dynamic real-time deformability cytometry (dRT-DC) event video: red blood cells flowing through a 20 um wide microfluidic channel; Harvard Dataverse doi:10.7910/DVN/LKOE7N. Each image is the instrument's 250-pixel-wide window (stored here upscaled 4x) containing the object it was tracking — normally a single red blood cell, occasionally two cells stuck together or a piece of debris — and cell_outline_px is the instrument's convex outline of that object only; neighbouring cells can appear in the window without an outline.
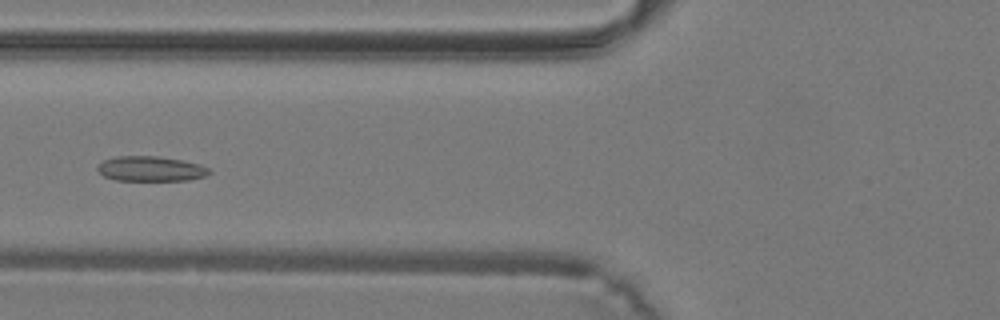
{"species": "common noctule bat (a hibernating species)", "species_latin": "Nyctalus noctula", "temperature_condition": "warm", "stored_images_in_passage": 40, "camera_frame_rate_fps": 3000, "um_per_image_px": 0.085, "animal": {"sex": "male", "body_mass_g": 19.2, "forearm_length_mm": 51.8}, "frame": {"image": 1, "passage_image": 16, "time_ms": 5.0, "image_size_px": [1000, 320], "cell_outline_px": [[212, 172], [204, 176], [188, 180], [116, 180], [104, 176], [96, 168], [104, 160], [116, 156], [156, 156], [180, 160], [200, 164], [208, 168]], "centroid_in_image_um": [12.81, 14.34], "position_along_channel_um": 113.0, "area_um2": 16.07}}
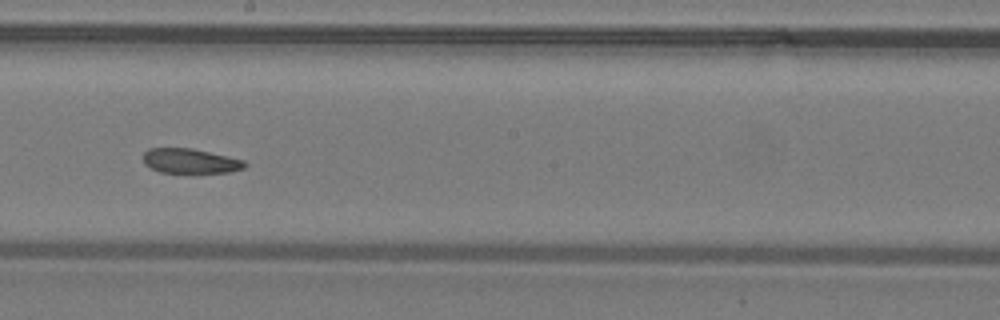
{"frame": {"image": 2, "passage_image": 23, "time_ms": 7.333, "image_size_px": [1000, 320], "cell_outline_px": [[248, 164], [244, 168], [228, 172], [160, 172], [144, 164], [144, 152], [148, 148], [192, 148], [244, 160]], "centroid_in_image_um": [16.17, 13.67], "position_along_channel_um": 232.0, "area_um2": 14.45}}
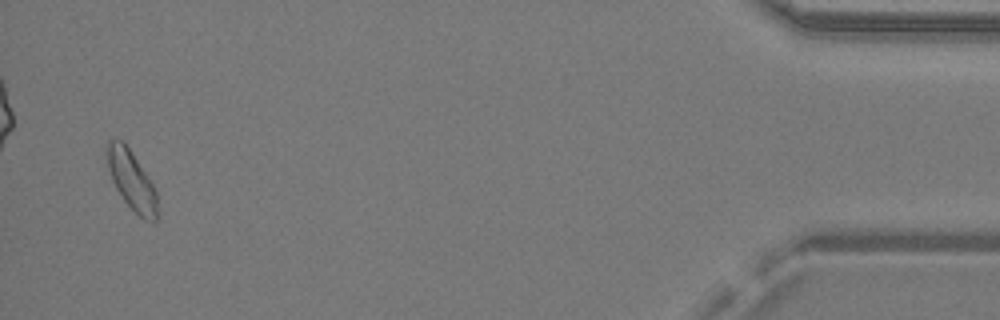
{"frame": {"image": 3, "passage_image": 39, "time_ms": 12.667, "image_size_px": [1000, 320], "cell_outline_px": [[156, 220], [144, 220], [124, 200], [116, 188], [112, 180], [108, 168], [108, 140], [124, 140], [156, 188]], "centroid_in_image_um": [11.19, 15.3], "position_along_channel_um": 424.0, "area_um2": 16.88}}